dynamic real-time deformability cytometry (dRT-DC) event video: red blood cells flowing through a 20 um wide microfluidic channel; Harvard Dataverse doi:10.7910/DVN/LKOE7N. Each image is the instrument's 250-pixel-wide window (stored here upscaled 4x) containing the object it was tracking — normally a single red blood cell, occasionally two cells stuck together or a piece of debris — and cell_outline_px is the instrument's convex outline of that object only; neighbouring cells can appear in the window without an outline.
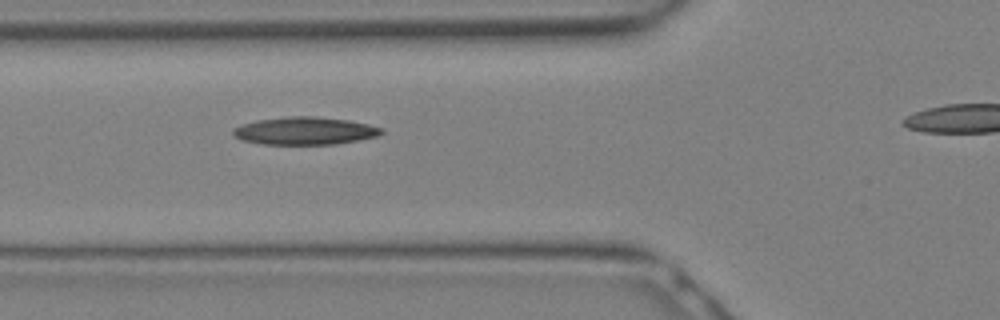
{"species": "Egyptian fruit bat (a non-hibernating species)", "species_latin": "Rousettus aegyptiacus", "temperature_condition": "warm", "stored_images_in_passage": 7, "segment_of_instrument_passage": [1, 2], "camera_frame_rate_fps": 3000, "um_per_image_px": 0.085, "animal": {"sex": "female"}, "frame": {"image": 1, "passage_image": 6, "time_ms": 1.667, "image_size_px": [1000, 320], "cell_outline_px": [[384, 132], [376, 136], [336, 144], [260, 144], [244, 140], [232, 136], [232, 128], [256, 120], [292, 116], [312, 116], [348, 120], [368, 124], [384, 128]], "centroid_in_image_um": [25.89, 11.12], "position_along_channel_um": 99.9, "area_um2": 23.81}}